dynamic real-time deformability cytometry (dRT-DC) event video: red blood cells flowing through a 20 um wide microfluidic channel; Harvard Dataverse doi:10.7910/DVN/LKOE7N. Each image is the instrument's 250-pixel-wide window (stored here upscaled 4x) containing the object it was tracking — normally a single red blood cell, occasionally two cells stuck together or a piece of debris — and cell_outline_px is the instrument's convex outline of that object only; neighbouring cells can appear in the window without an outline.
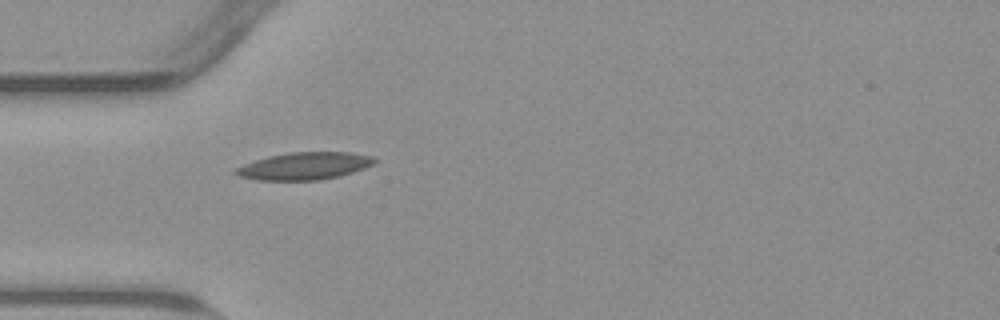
{"species": "common noctule bat (a hibernating species)", "species_latin": "Nyctalus noctula", "temperature_condition": "warm", "stored_images_in_passage": 39, "camera_frame_rate_fps": 3000, "um_per_image_px": 0.085, "animal": {"sex": "male", "body_mass_g": 23.1, "forearm_length_mm": 52.7}, "frame": {"image": 1, "passage_image": 1, "time_ms": 0.0, "image_size_px": [1000, 320], "cell_outline_px": [[376, 164], [352, 172], [320, 180], [260, 180], [240, 176], [232, 172], [236, 168], [244, 164], [268, 156], [292, 152], [352, 152], [372, 156], [376, 160]], "centroid_in_image_um": [25.9, 14.1], "position_along_channel_um": 59.1, "area_um2": 21.96}}
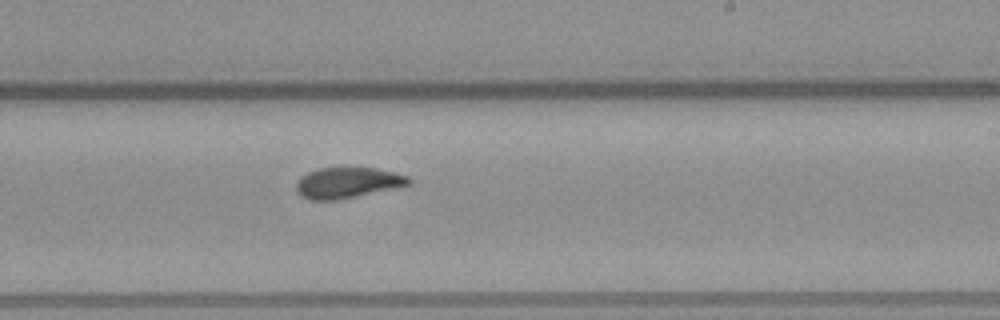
{"frame": {"image": 2, "passage_image": 17, "time_ms": 5.333, "image_size_px": [1000, 320], "cell_outline_px": [[412, 184], [336, 200], [308, 200], [300, 196], [296, 188], [296, 184], [300, 176], [308, 172], [320, 168], [376, 168], [408, 176], [412, 180]], "centroid_in_image_um": [29.51, 15.53], "position_along_channel_um": 259.5, "area_um2": 20.0}}
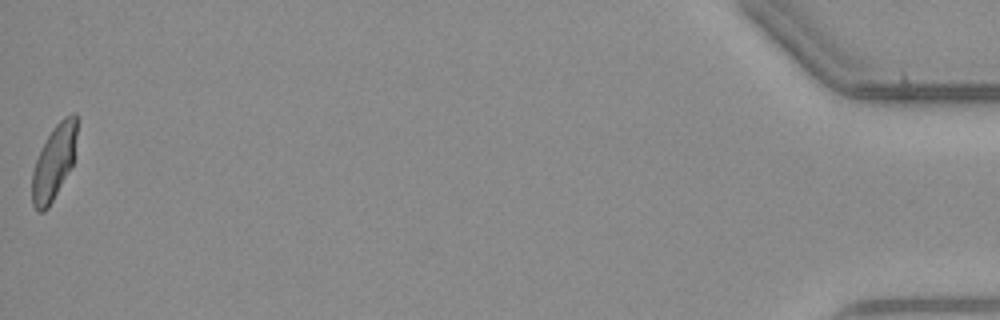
{"frame": {"image": 3, "passage_image": 39, "time_ms": 12.667, "image_size_px": [1000, 320], "cell_outline_px": [[76, 136], [72, 164], [48, 208], [44, 212], [36, 212], [32, 204], [32, 172], [36, 160], [52, 128], [64, 116], [72, 112], [76, 112]], "centroid_in_image_um": [4.56, 13.8], "position_along_channel_um": 430.6, "area_um2": 19.07}, "authors_computed_cell_mechanics": {"area_um2": 20.2878, "velocity_mm_per_s": 3.7946, "shape_relaxation_time_tau1_ms": null, "shape_relaxation_time_tau2_ms": 1.288, "deformation_change_tau1": null, "deformation_change_tau2": 0.0601}}